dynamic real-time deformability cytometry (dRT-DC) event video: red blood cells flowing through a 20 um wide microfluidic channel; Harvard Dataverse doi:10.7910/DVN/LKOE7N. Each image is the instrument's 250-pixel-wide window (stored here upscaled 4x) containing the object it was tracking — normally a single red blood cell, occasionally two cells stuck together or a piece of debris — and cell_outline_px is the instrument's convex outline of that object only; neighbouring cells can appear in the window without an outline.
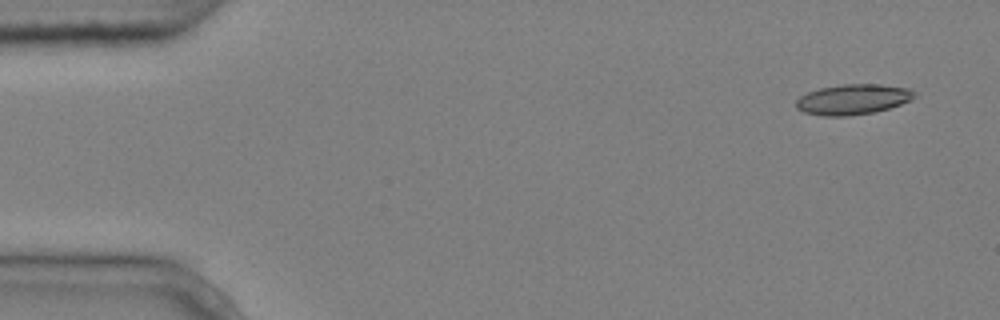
{"species": "common noctule bat (a hibernating species)", "species_latin": "Nyctalus noctula", "temperature_condition": "cold", "stored_images_in_passage": 5, "segment_of_instrument_passage": [1, 2], "camera_frame_rate_fps": 3000, "um_per_image_px": 0.085, "animal": {"sex": "male", "body_mass_g": 20.4}, "frame": {"image": 1, "passage_image": 1, "time_ms": 0.0, "image_size_px": [1000, 320], "cell_outline_px": [[916, 96], [912, 100], [888, 108], [872, 112], [844, 116], [824, 116], [804, 112], [796, 108], [796, 100], [800, 96], [808, 92], [820, 88], [844, 84], [880, 84], [912, 88], [916, 92]], "centroid_in_image_um": [72.53, 8.43], "position_along_channel_um": 12.5, "area_um2": 20.92}}
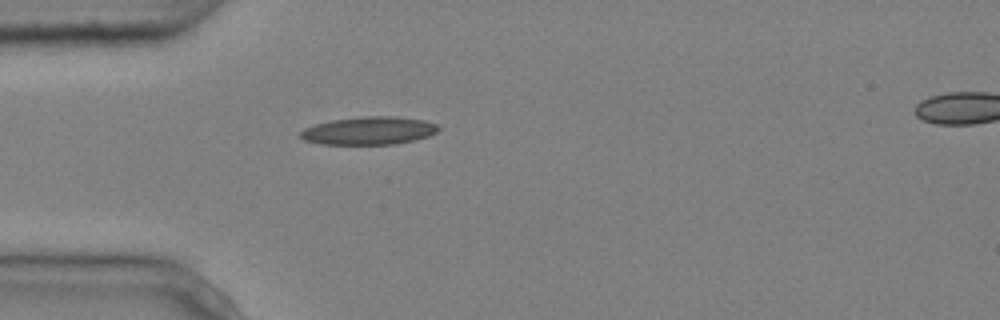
{"frame": {"image": 2, "passage_image": 4, "time_ms": 1.0, "image_size_px": [1000, 320], "cell_outline_px": [[440, 128], [436, 132], [428, 136], [416, 140], [396, 144], [320, 144], [304, 140], [300, 136], [300, 132], [304, 128], [316, 124], [332, 120], [360, 116], [396, 116], [424, 120], [436, 124]], "centroid_in_image_um": [31.37, 11.1], "position_along_channel_um": 53.6, "area_um2": 22.54}}